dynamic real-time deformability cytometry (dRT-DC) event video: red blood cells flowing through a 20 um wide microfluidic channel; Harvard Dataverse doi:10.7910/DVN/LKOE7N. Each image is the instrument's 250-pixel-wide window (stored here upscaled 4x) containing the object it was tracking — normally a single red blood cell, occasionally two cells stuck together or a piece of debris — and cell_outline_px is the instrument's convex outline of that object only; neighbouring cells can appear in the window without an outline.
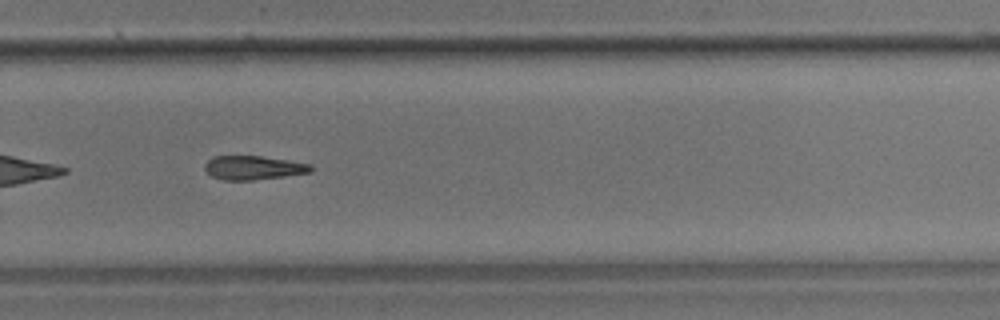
{"species": "common noctule bat (a hibernating species)", "species_latin": "Nyctalus noctula", "temperature_condition": "room temperature", "stored_images_in_passage": 27, "camera_frame_rate_fps": 3000, "um_per_image_px": 0.085, "animal": {"sex": "male", "body_mass_g": 17.9}, "frame": {"image": 1, "passage_image": 16, "time_ms": 5.0, "image_size_px": [1000, 320], "cell_outline_px": [[312, 172], [284, 176], [252, 180], [224, 180], [212, 176], [204, 168], [204, 164], [212, 156], [260, 156], [288, 160], [312, 164]], "centroid_in_image_um": [21.54, 14.25], "position_along_channel_um": 308.3, "area_um2": 14.74}}